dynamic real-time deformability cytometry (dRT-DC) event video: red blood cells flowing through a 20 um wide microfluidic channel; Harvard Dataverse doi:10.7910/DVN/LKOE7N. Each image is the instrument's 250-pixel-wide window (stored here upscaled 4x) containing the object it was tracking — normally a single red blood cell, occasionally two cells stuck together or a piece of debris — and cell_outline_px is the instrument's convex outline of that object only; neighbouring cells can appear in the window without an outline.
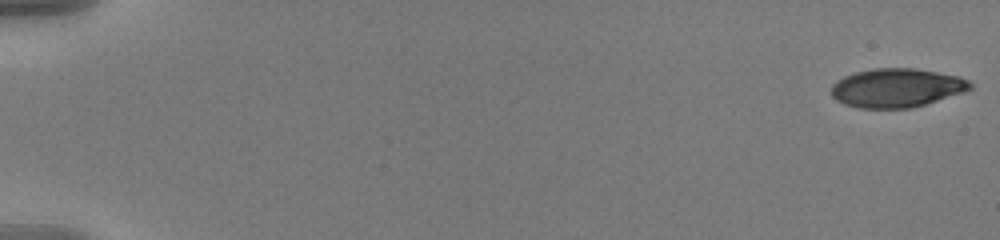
{"species": "human", "species_latin": "Homo sapiens", "temperature_condition": "warm", "stored_images_in_passage": 57, "camera_frame_rate_fps": 3000, "um_per_image_px": 0.085, "donor": {"sex": "male"}, "frame": {"image": 1, "passage_image": 1, "time_ms": 0.0, "image_size_px": [1000, 240], "cell_outline_px": [[972, 88], [968, 92], [912, 108], [856, 108], [844, 104], [836, 100], [832, 96], [832, 84], [836, 80], [844, 76], [856, 72], [872, 68], [916, 68], [960, 76], [968, 80], [972, 84]], "centroid_in_image_um": [76.25, 7.47], "position_along_channel_um": 8.7, "area_um2": 31.91}}
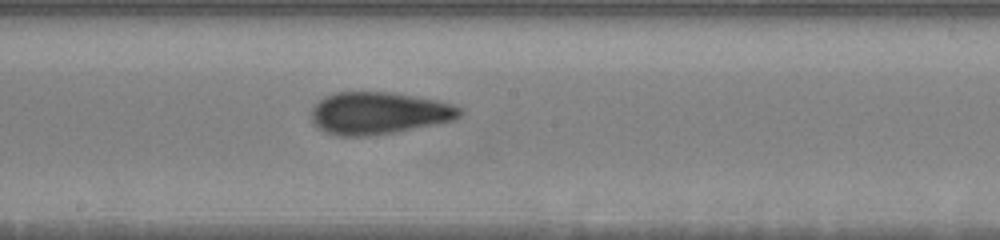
{"frame": {"image": 2, "passage_image": 33, "time_ms": 10.667, "image_size_px": [1000, 240], "cell_outline_px": [[464, 112], [456, 120], [396, 132], [368, 136], [340, 136], [316, 128], [312, 124], [312, 108], [324, 96], [336, 92], [388, 92], [436, 100], [452, 104], [464, 108]], "centroid_in_image_um": [32.21, 9.62], "position_along_channel_um": 216.0, "area_um2": 36.65}}
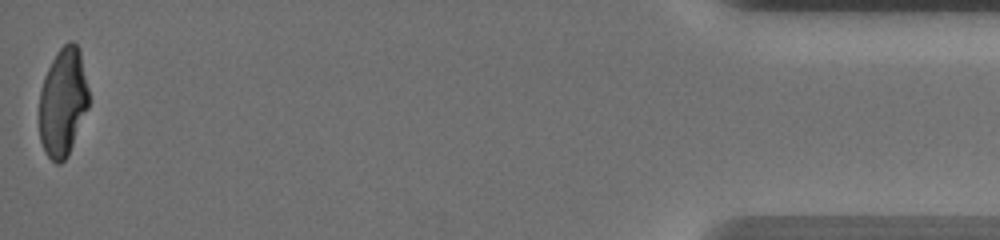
{"frame": {"image": 3, "passage_image": 57, "time_ms": 18.667, "image_size_px": [1000, 240], "cell_outline_px": [[88, 108], [68, 156], [60, 164], [56, 164], [44, 152], [40, 140], [40, 92], [44, 76], [56, 52], [68, 40], [72, 40], [76, 44], [80, 52], [88, 88]], "centroid_in_image_um": [5.34, 8.69], "position_along_channel_um": 429.9, "area_um2": 31.21}, "authors_computed_cell_mechanics": {"area_um2": 34.0442, "velocity_mm_per_s": 3.6454, "shape_relaxation_time_tau1_ms": 5.2413, "shape_relaxation_time_tau2_ms": 1.7885, "deformation_change_tau1": 0.2238, "deformation_change_tau2": 0.0928}}